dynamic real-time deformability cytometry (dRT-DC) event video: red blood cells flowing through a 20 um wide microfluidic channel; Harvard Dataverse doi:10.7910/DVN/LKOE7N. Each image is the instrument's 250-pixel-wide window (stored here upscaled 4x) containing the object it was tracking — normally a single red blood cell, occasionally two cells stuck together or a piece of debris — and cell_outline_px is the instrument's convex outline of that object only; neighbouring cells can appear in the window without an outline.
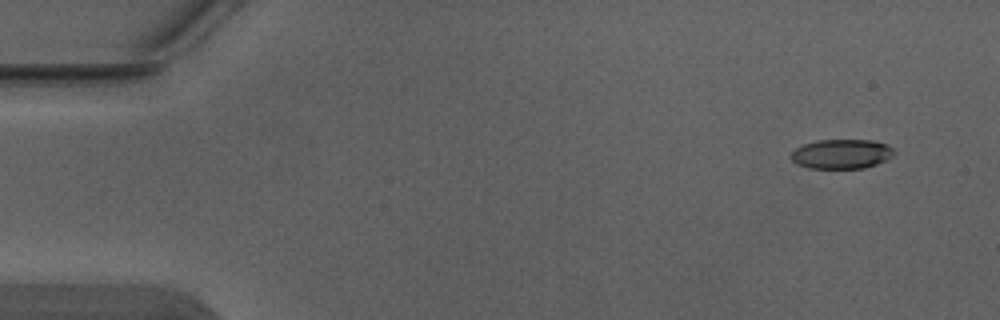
{"species": "Egyptian fruit bat (a non-hibernating species)", "species_latin": "Rousettus aegyptiacus", "temperature_condition": "warm", "stored_images_in_passage": 4, "camera_frame_rate_fps": 3000, "um_per_image_px": 0.085, "animal": {"sex": "male"}, "frame": {"image": 1, "passage_image": 1, "time_ms": 0.0, "image_size_px": [1000, 320], "cell_outline_px": [[896, 152], [888, 160], [864, 168], [808, 168], [796, 164], [788, 156], [796, 148], [804, 144], [816, 140], [872, 140], [888, 144]], "centroid_in_image_um": [71.53, 13.08], "position_along_channel_um": 13.5, "area_um2": 17.92}}